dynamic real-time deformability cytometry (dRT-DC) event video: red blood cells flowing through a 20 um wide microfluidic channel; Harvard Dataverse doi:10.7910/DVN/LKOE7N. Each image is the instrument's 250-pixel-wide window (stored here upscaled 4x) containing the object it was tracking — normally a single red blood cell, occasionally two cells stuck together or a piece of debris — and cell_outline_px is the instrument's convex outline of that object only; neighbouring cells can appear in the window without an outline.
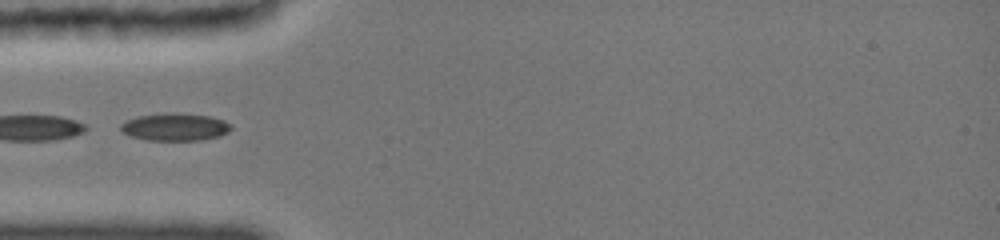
{"species": "common noctule bat (a hibernating species)", "species_latin": "Nyctalus noctula", "temperature_condition": "cold", "stored_images_in_passage": 8, "camera_frame_rate_fps": 3000, "um_per_image_px": 0.085, "animal": {"sex": "female", "body_mass_g": 19.0, "forearm_length_mm": 51.5}, "frame": {"image": 1, "passage_image": 1, "time_ms": 0.0, "image_size_px": [1000, 240], "cell_outline_px": [[232, 128], [228, 132], [216, 136], [196, 140], [148, 140], [132, 136], [124, 132], [120, 128], [120, 124], [136, 116], [208, 116], [224, 120], [232, 124]], "centroid_in_image_um": [14.89, 10.84], "position_along_channel_um": 70.1, "area_um2": 16.42}}
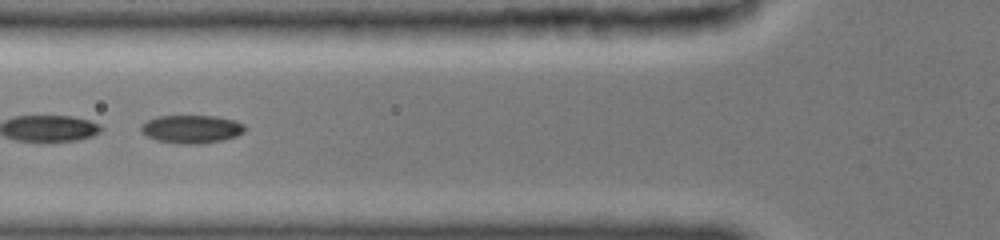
{"frame": {"image": 2, "passage_image": 7, "time_ms": 1.0, "image_size_px": [1000, 240], "cell_outline_px": [[244, 132], [236, 136], [220, 140], [196, 144], [184, 144], [156, 140], [140, 132], [140, 128], [148, 120], [156, 116], [212, 116], [232, 120], [244, 124]], "centroid_in_image_um": [16.25, 10.97], "position_along_channel_um": 109.6, "area_um2": 16.7}}